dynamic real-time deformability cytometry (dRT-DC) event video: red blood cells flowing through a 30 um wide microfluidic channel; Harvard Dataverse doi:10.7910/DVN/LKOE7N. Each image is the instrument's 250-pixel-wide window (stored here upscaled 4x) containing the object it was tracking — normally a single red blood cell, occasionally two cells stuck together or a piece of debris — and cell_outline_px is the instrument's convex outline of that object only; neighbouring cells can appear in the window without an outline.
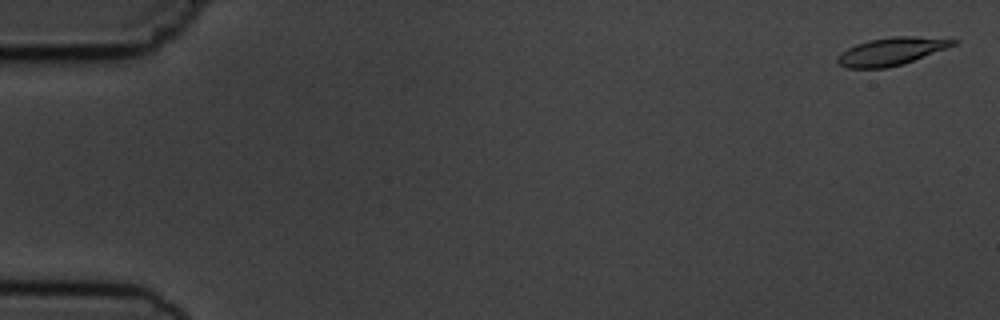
{"species": "common noctule bat (a hibernating species)", "species_latin": "Nyctalus noctula", "temperature_condition": "cold", "stored_images_in_passage": 5, "camera_frame_rate_fps": 3000, "um_per_image_px": 0.085, "animal": {"sex": "male", "body_mass_g": 19.5, "forearm_length_mm": 54.6}, "frame": {"image": 1, "passage_image": 1, "time_ms": 0.0, "image_size_px": [1000, 320], "cell_outline_px": [[960, 40], [956, 44], [904, 64], [884, 68], [844, 68], [836, 60], [840, 52], [856, 44], [868, 40], [892, 36], [912, 36]], "centroid_in_image_um": [75.73, 4.37], "position_along_channel_um": 9.3, "area_um2": 18.61}}
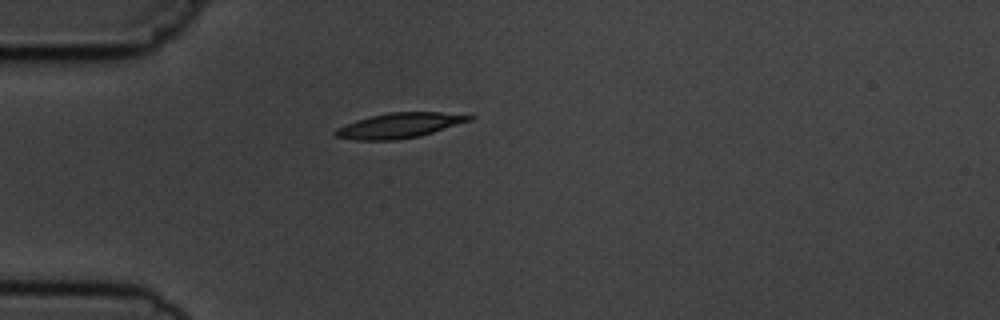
{"frame": {"image": 2, "passage_image": 5, "time_ms": 4.667, "image_size_px": [1000, 320], "cell_outline_px": [[476, 116], [472, 120], [420, 136], [396, 140], [356, 140], [336, 136], [332, 132], [336, 128], [344, 124], [356, 120], [388, 112], [440, 112]], "centroid_in_image_um": [33.93, 10.66], "position_along_channel_um": 51.1, "area_um2": 19.54}}